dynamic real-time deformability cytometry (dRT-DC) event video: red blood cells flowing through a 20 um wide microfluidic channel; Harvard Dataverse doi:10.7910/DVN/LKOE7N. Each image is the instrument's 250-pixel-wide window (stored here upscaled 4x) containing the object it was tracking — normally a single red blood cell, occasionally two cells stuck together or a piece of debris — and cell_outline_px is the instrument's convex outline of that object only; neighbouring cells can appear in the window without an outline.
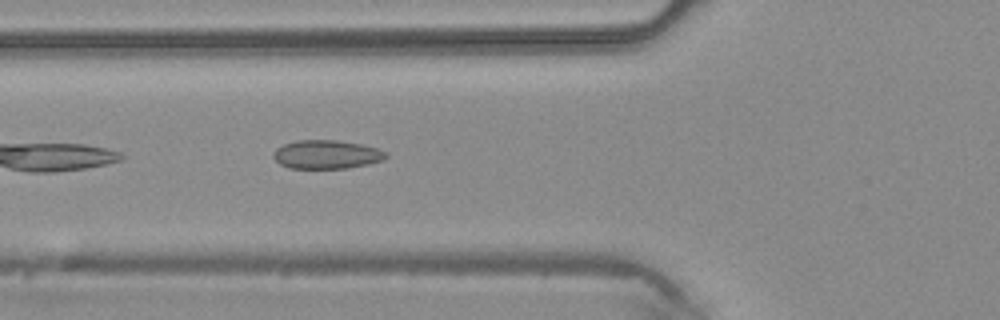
{"species": "common noctule bat (a hibernating species)", "species_latin": "Nyctalus noctula", "temperature_condition": "warm", "stored_images_in_passage": 7, "camera_frame_rate_fps": 3000, "um_per_image_px": 0.085, "animal": {"sex": "male", "body_mass_g": 20.4}, "frame": {"image": 1, "passage_image": 4, "time_ms": 1.0, "image_size_px": [1000, 320], "cell_outline_px": [[388, 156], [384, 160], [368, 164], [348, 168], [288, 168], [280, 164], [272, 156], [276, 148], [284, 144], [296, 140], [336, 140], [360, 144], [376, 148], [388, 152]], "centroid_in_image_um": [27.77, 13.13], "position_along_channel_um": 98.0, "area_um2": 18.84}}